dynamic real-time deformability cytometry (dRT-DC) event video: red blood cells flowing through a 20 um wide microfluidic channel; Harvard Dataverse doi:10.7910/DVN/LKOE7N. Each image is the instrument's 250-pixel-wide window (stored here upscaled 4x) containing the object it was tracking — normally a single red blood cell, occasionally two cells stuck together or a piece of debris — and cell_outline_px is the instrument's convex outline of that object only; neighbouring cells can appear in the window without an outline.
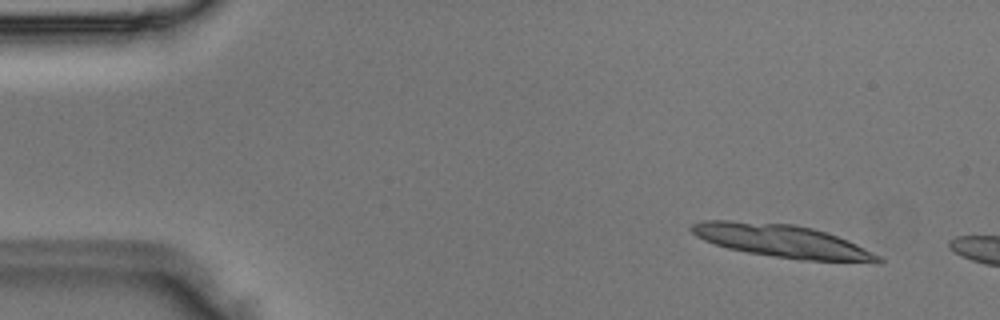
{"species": "Egyptian fruit bat (a non-hibernating species)", "species_latin": "Rousettus aegyptiacus", "temperature_condition": "room temperature", "stored_images_in_passage": 4, "camera_frame_rate_fps": 3000, "um_per_image_px": 0.085, "animal": {"sex": "male"}, "frame": {"image": 1, "passage_image": 1, "time_ms": 0.0, "image_size_px": [1000, 320], "cell_outline_px": [[884, 264], [876, 264], [800, 260], [748, 252], [728, 248], [704, 240], [696, 236], [688, 228], [692, 224], [700, 220], [728, 220], [792, 224], [812, 228], [848, 240], [880, 256], [884, 260]], "centroid_in_image_um": [66.55, 20.51], "position_along_channel_um": 18.4, "area_um2": 36.07}}